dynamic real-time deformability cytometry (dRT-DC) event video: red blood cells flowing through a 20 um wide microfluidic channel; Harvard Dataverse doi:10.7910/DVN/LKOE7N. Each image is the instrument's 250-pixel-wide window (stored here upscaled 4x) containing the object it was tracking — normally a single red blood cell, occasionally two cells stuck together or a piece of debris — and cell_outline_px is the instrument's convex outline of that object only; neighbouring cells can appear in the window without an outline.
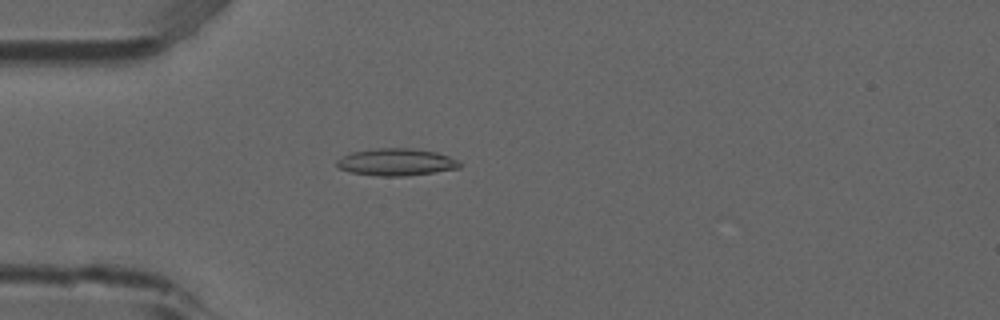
{"species": "common noctule bat (a hibernating species)", "species_latin": "Nyctalus noctula", "temperature_condition": "room temperature", "stored_images_in_passage": 2, "camera_frame_rate_fps": 3000, "um_per_image_px": 0.085, "animal": {"sex": "male", "forearm_length_mm": 52.5}, "frame": {"image": 1, "passage_image": 2, "time_ms": 0.333, "image_size_px": [1000, 320], "cell_outline_px": [[460, 168], [408, 176], [380, 176], [352, 172], [340, 168], [336, 164], [336, 160], [352, 152], [376, 148], [412, 148], [436, 152], [448, 156], [456, 160], [460, 164]], "centroid_in_image_um": [33.69, 13.77], "position_along_channel_um": 51.3, "area_um2": 19.25}}